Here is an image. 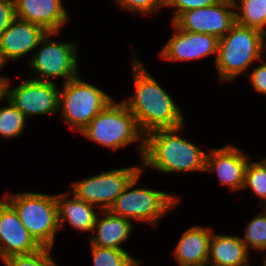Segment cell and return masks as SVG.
<instances>
[{
    "instance_id": "cell-34",
    "label": "cell",
    "mask_w": 266,
    "mask_h": 266,
    "mask_svg": "<svg viewBox=\"0 0 266 266\" xmlns=\"http://www.w3.org/2000/svg\"><path fill=\"white\" fill-rule=\"evenodd\" d=\"M248 262H249V261H247V262L244 263V264H240V265H238V266H250V265L248 264Z\"/></svg>"
},
{
    "instance_id": "cell-19",
    "label": "cell",
    "mask_w": 266,
    "mask_h": 266,
    "mask_svg": "<svg viewBox=\"0 0 266 266\" xmlns=\"http://www.w3.org/2000/svg\"><path fill=\"white\" fill-rule=\"evenodd\" d=\"M69 193L72 195L71 198H68ZM69 193L56 194L59 230L64 228V223L68 222L76 230L93 232L100 211L96 212L95 206Z\"/></svg>"
},
{
    "instance_id": "cell-4",
    "label": "cell",
    "mask_w": 266,
    "mask_h": 266,
    "mask_svg": "<svg viewBox=\"0 0 266 266\" xmlns=\"http://www.w3.org/2000/svg\"><path fill=\"white\" fill-rule=\"evenodd\" d=\"M80 134L114 151L140 139L138 151L142 160L145 135L140 131L135 116L123 101L116 102L113 99L80 131Z\"/></svg>"
},
{
    "instance_id": "cell-36",
    "label": "cell",
    "mask_w": 266,
    "mask_h": 266,
    "mask_svg": "<svg viewBox=\"0 0 266 266\" xmlns=\"http://www.w3.org/2000/svg\"><path fill=\"white\" fill-rule=\"evenodd\" d=\"M227 1H229L230 3H233V4H235V2H237V0H227Z\"/></svg>"
},
{
    "instance_id": "cell-24",
    "label": "cell",
    "mask_w": 266,
    "mask_h": 266,
    "mask_svg": "<svg viewBox=\"0 0 266 266\" xmlns=\"http://www.w3.org/2000/svg\"><path fill=\"white\" fill-rule=\"evenodd\" d=\"M262 213H259L251 221L244 231L243 243L249 251H262L265 253L266 250V207H262Z\"/></svg>"
},
{
    "instance_id": "cell-31",
    "label": "cell",
    "mask_w": 266,
    "mask_h": 266,
    "mask_svg": "<svg viewBox=\"0 0 266 266\" xmlns=\"http://www.w3.org/2000/svg\"><path fill=\"white\" fill-rule=\"evenodd\" d=\"M5 100V83H0V102Z\"/></svg>"
},
{
    "instance_id": "cell-11",
    "label": "cell",
    "mask_w": 266,
    "mask_h": 266,
    "mask_svg": "<svg viewBox=\"0 0 266 266\" xmlns=\"http://www.w3.org/2000/svg\"><path fill=\"white\" fill-rule=\"evenodd\" d=\"M179 30L224 37L236 23L235 5L222 0L214 5L191 9L171 21Z\"/></svg>"
},
{
    "instance_id": "cell-22",
    "label": "cell",
    "mask_w": 266,
    "mask_h": 266,
    "mask_svg": "<svg viewBox=\"0 0 266 266\" xmlns=\"http://www.w3.org/2000/svg\"><path fill=\"white\" fill-rule=\"evenodd\" d=\"M94 266H139L142 260L135 259L126 250L102 248L90 244Z\"/></svg>"
},
{
    "instance_id": "cell-8",
    "label": "cell",
    "mask_w": 266,
    "mask_h": 266,
    "mask_svg": "<svg viewBox=\"0 0 266 266\" xmlns=\"http://www.w3.org/2000/svg\"><path fill=\"white\" fill-rule=\"evenodd\" d=\"M58 34L59 32H47L41 39L38 51L28 62L29 67L36 71L37 75L28 78L53 82L54 78L62 77L66 83L79 75L78 42L61 43L49 38Z\"/></svg>"
},
{
    "instance_id": "cell-17",
    "label": "cell",
    "mask_w": 266,
    "mask_h": 266,
    "mask_svg": "<svg viewBox=\"0 0 266 266\" xmlns=\"http://www.w3.org/2000/svg\"><path fill=\"white\" fill-rule=\"evenodd\" d=\"M212 229L192 226L181 236L174 255L179 265L207 266Z\"/></svg>"
},
{
    "instance_id": "cell-10",
    "label": "cell",
    "mask_w": 266,
    "mask_h": 266,
    "mask_svg": "<svg viewBox=\"0 0 266 266\" xmlns=\"http://www.w3.org/2000/svg\"><path fill=\"white\" fill-rule=\"evenodd\" d=\"M10 78H5V97L25 116L47 115L58 112L59 88L55 82L26 78L10 89Z\"/></svg>"
},
{
    "instance_id": "cell-12",
    "label": "cell",
    "mask_w": 266,
    "mask_h": 266,
    "mask_svg": "<svg viewBox=\"0 0 266 266\" xmlns=\"http://www.w3.org/2000/svg\"><path fill=\"white\" fill-rule=\"evenodd\" d=\"M42 248L24 227L15 209L2 198L0 200V258L33 254Z\"/></svg>"
},
{
    "instance_id": "cell-2",
    "label": "cell",
    "mask_w": 266,
    "mask_h": 266,
    "mask_svg": "<svg viewBox=\"0 0 266 266\" xmlns=\"http://www.w3.org/2000/svg\"><path fill=\"white\" fill-rule=\"evenodd\" d=\"M183 128L185 125L147 133L141 168L154 169L162 174L205 172L206 152L180 136Z\"/></svg>"
},
{
    "instance_id": "cell-1",
    "label": "cell",
    "mask_w": 266,
    "mask_h": 266,
    "mask_svg": "<svg viewBox=\"0 0 266 266\" xmlns=\"http://www.w3.org/2000/svg\"><path fill=\"white\" fill-rule=\"evenodd\" d=\"M132 64L135 90L123 102L135 116L140 131L146 135L157 129L185 125L181 108L140 63L137 55H134Z\"/></svg>"
},
{
    "instance_id": "cell-15",
    "label": "cell",
    "mask_w": 266,
    "mask_h": 266,
    "mask_svg": "<svg viewBox=\"0 0 266 266\" xmlns=\"http://www.w3.org/2000/svg\"><path fill=\"white\" fill-rule=\"evenodd\" d=\"M47 31L34 23L15 17L0 35V65L17 61L36 49Z\"/></svg>"
},
{
    "instance_id": "cell-30",
    "label": "cell",
    "mask_w": 266,
    "mask_h": 266,
    "mask_svg": "<svg viewBox=\"0 0 266 266\" xmlns=\"http://www.w3.org/2000/svg\"><path fill=\"white\" fill-rule=\"evenodd\" d=\"M15 18L14 0H0V35Z\"/></svg>"
},
{
    "instance_id": "cell-35",
    "label": "cell",
    "mask_w": 266,
    "mask_h": 266,
    "mask_svg": "<svg viewBox=\"0 0 266 266\" xmlns=\"http://www.w3.org/2000/svg\"><path fill=\"white\" fill-rule=\"evenodd\" d=\"M264 262H263V266H266V255H264Z\"/></svg>"
},
{
    "instance_id": "cell-21",
    "label": "cell",
    "mask_w": 266,
    "mask_h": 266,
    "mask_svg": "<svg viewBox=\"0 0 266 266\" xmlns=\"http://www.w3.org/2000/svg\"><path fill=\"white\" fill-rule=\"evenodd\" d=\"M234 5L238 24L258 29L266 35V0H240Z\"/></svg>"
},
{
    "instance_id": "cell-14",
    "label": "cell",
    "mask_w": 266,
    "mask_h": 266,
    "mask_svg": "<svg viewBox=\"0 0 266 266\" xmlns=\"http://www.w3.org/2000/svg\"><path fill=\"white\" fill-rule=\"evenodd\" d=\"M248 162V155L233 144L211 148L206 153L205 172L217 174L220 184L232 191L242 190Z\"/></svg>"
},
{
    "instance_id": "cell-9",
    "label": "cell",
    "mask_w": 266,
    "mask_h": 266,
    "mask_svg": "<svg viewBox=\"0 0 266 266\" xmlns=\"http://www.w3.org/2000/svg\"><path fill=\"white\" fill-rule=\"evenodd\" d=\"M141 170V164L111 169L74 182L69 189L77 198L92 204L99 211H105L110 208L131 179Z\"/></svg>"
},
{
    "instance_id": "cell-3",
    "label": "cell",
    "mask_w": 266,
    "mask_h": 266,
    "mask_svg": "<svg viewBox=\"0 0 266 266\" xmlns=\"http://www.w3.org/2000/svg\"><path fill=\"white\" fill-rule=\"evenodd\" d=\"M266 51V35L255 28L237 22L218 40L215 65L222 82L243 74L255 61L262 60Z\"/></svg>"
},
{
    "instance_id": "cell-28",
    "label": "cell",
    "mask_w": 266,
    "mask_h": 266,
    "mask_svg": "<svg viewBox=\"0 0 266 266\" xmlns=\"http://www.w3.org/2000/svg\"><path fill=\"white\" fill-rule=\"evenodd\" d=\"M222 0H165V7L175 9L172 21L184 11L214 5Z\"/></svg>"
},
{
    "instance_id": "cell-25",
    "label": "cell",
    "mask_w": 266,
    "mask_h": 266,
    "mask_svg": "<svg viewBox=\"0 0 266 266\" xmlns=\"http://www.w3.org/2000/svg\"><path fill=\"white\" fill-rule=\"evenodd\" d=\"M250 188L266 207V169L259 162H248L245 170L243 189Z\"/></svg>"
},
{
    "instance_id": "cell-13",
    "label": "cell",
    "mask_w": 266,
    "mask_h": 266,
    "mask_svg": "<svg viewBox=\"0 0 266 266\" xmlns=\"http://www.w3.org/2000/svg\"><path fill=\"white\" fill-rule=\"evenodd\" d=\"M174 34L160 50V56L169 61H189L216 54L218 38L211 34L179 30L173 23Z\"/></svg>"
},
{
    "instance_id": "cell-32",
    "label": "cell",
    "mask_w": 266,
    "mask_h": 266,
    "mask_svg": "<svg viewBox=\"0 0 266 266\" xmlns=\"http://www.w3.org/2000/svg\"><path fill=\"white\" fill-rule=\"evenodd\" d=\"M259 163L266 169V158H262V160L259 161Z\"/></svg>"
},
{
    "instance_id": "cell-33",
    "label": "cell",
    "mask_w": 266,
    "mask_h": 266,
    "mask_svg": "<svg viewBox=\"0 0 266 266\" xmlns=\"http://www.w3.org/2000/svg\"><path fill=\"white\" fill-rule=\"evenodd\" d=\"M1 69H3V67L0 65V71H1ZM5 76L3 77V76H0V83H5Z\"/></svg>"
},
{
    "instance_id": "cell-6",
    "label": "cell",
    "mask_w": 266,
    "mask_h": 266,
    "mask_svg": "<svg viewBox=\"0 0 266 266\" xmlns=\"http://www.w3.org/2000/svg\"><path fill=\"white\" fill-rule=\"evenodd\" d=\"M144 169L139 171L128 183L123 192L116 198L108 211L133 221H139L157 226L158 220L170 212L178 202L180 196L157 191L151 188H138Z\"/></svg>"
},
{
    "instance_id": "cell-29",
    "label": "cell",
    "mask_w": 266,
    "mask_h": 266,
    "mask_svg": "<svg viewBox=\"0 0 266 266\" xmlns=\"http://www.w3.org/2000/svg\"><path fill=\"white\" fill-rule=\"evenodd\" d=\"M261 60V65L255 67L250 74H248L249 81L253 86L254 91L260 94H266V62Z\"/></svg>"
},
{
    "instance_id": "cell-5",
    "label": "cell",
    "mask_w": 266,
    "mask_h": 266,
    "mask_svg": "<svg viewBox=\"0 0 266 266\" xmlns=\"http://www.w3.org/2000/svg\"><path fill=\"white\" fill-rule=\"evenodd\" d=\"M3 197L15 209L32 237L42 247L53 248L59 231L56 194L24 192L7 193Z\"/></svg>"
},
{
    "instance_id": "cell-20",
    "label": "cell",
    "mask_w": 266,
    "mask_h": 266,
    "mask_svg": "<svg viewBox=\"0 0 266 266\" xmlns=\"http://www.w3.org/2000/svg\"><path fill=\"white\" fill-rule=\"evenodd\" d=\"M250 252L238 235L212 232L207 266H238L249 261Z\"/></svg>"
},
{
    "instance_id": "cell-27",
    "label": "cell",
    "mask_w": 266,
    "mask_h": 266,
    "mask_svg": "<svg viewBox=\"0 0 266 266\" xmlns=\"http://www.w3.org/2000/svg\"><path fill=\"white\" fill-rule=\"evenodd\" d=\"M122 9L131 13L142 15L158 13L160 8L165 7V0H114Z\"/></svg>"
},
{
    "instance_id": "cell-7",
    "label": "cell",
    "mask_w": 266,
    "mask_h": 266,
    "mask_svg": "<svg viewBox=\"0 0 266 266\" xmlns=\"http://www.w3.org/2000/svg\"><path fill=\"white\" fill-rule=\"evenodd\" d=\"M59 89L58 113L69 128L80 132L112 100V96L94 86L80 76L63 83Z\"/></svg>"
},
{
    "instance_id": "cell-18",
    "label": "cell",
    "mask_w": 266,
    "mask_h": 266,
    "mask_svg": "<svg viewBox=\"0 0 266 266\" xmlns=\"http://www.w3.org/2000/svg\"><path fill=\"white\" fill-rule=\"evenodd\" d=\"M99 215H102L101 217ZM93 227L89 243L102 248L124 250L121 243L127 241L132 233L133 223L127 218L114 215L108 210L100 211Z\"/></svg>"
},
{
    "instance_id": "cell-23",
    "label": "cell",
    "mask_w": 266,
    "mask_h": 266,
    "mask_svg": "<svg viewBox=\"0 0 266 266\" xmlns=\"http://www.w3.org/2000/svg\"><path fill=\"white\" fill-rule=\"evenodd\" d=\"M6 106L0 107V136L4 138L18 137L26 128L24 114L9 100Z\"/></svg>"
},
{
    "instance_id": "cell-26",
    "label": "cell",
    "mask_w": 266,
    "mask_h": 266,
    "mask_svg": "<svg viewBox=\"0 0 266 266\" xmlns=\"http://www.w3.org/2000/svg\"><path fill=\"white\" fill-rule=\"evenodd\" d=\"M52 248L43 247L28 255H13L2 258L4 266H58L52 258Z\"/></svg>"
},
{
    "instance_id": "cell-16",
    "label": "cell",
    "mask_w": 266,
    "mask_h": 266,
    "mask_svg": "<svg viewBox=\"0 0 266 266\" xmlns=\"http://www.w3.org/2000/svg\"><path fill=\"white\" fill-rule=\"evenodd\" d=\"M62 0H14L15 17L59 32L68 22V11Z\"/></svg>"
}]
</instances>
